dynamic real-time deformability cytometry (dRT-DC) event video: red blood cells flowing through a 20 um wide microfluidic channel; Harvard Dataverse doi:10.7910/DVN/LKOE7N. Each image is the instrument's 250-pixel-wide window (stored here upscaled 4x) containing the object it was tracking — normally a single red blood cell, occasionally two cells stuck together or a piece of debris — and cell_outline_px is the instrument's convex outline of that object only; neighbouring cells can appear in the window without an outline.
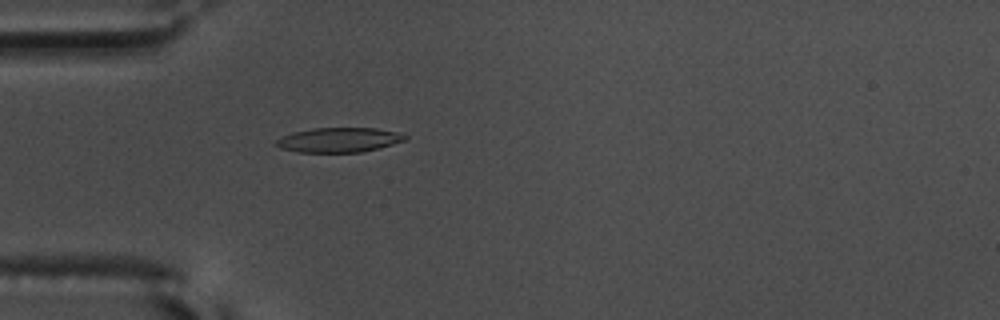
{"species": "common noctule bat (a hibernating species)", "species_latin": "Nyctalus noctula", "temperature_condition": "warm", "stored_images_in_passage": 51, "camera_frame_rate_fps": 3000, "um_per_image_px": 0.085, "animal": {"sex": "male", "body_mass_g": 17.5, "forearm_length_mm": 52.3}, "frame": {"image": 1, "passage_image": 11, "time_ms": 3.333, "image_size_px": [1000, 320], "cell_outline_px": [[408, 140], [380, 148], [360, 152], [296, 152], [280, 148], [272, 144], [276, 140], [292, 132], [312, 128], [376, 128], [396, 132], [408, 136]], "centroid_in_image_um": [28.8, 11.89], "position_along_channel_um": 56.2, "area_um2": 18.67}}
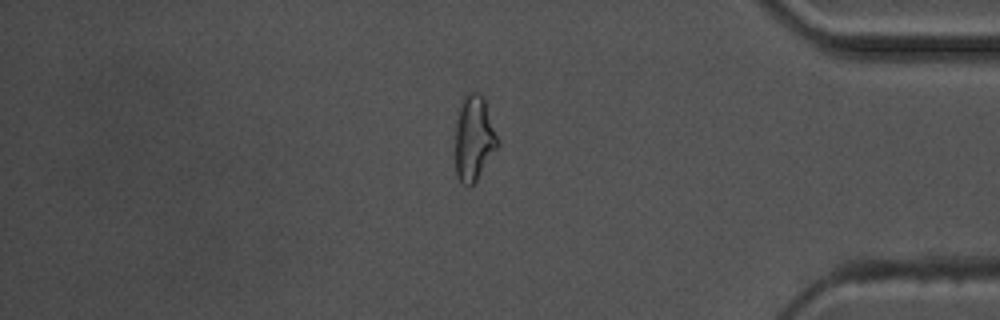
{"frame": {"image": 2, "passage_image": 42, "time_ms": 13.667, "image_size_px": [1000, 320], "cell_outline_px": [[500, 144], [476, 180], [468, 188], [456, 176], [456, 124], [460, 100], [468, 92], [480, 92], [484, 96]], "centroid_in_image_um": [40.29, 11.71], "position_along_channel_um": 394.9, "area_um2": 21.15}}
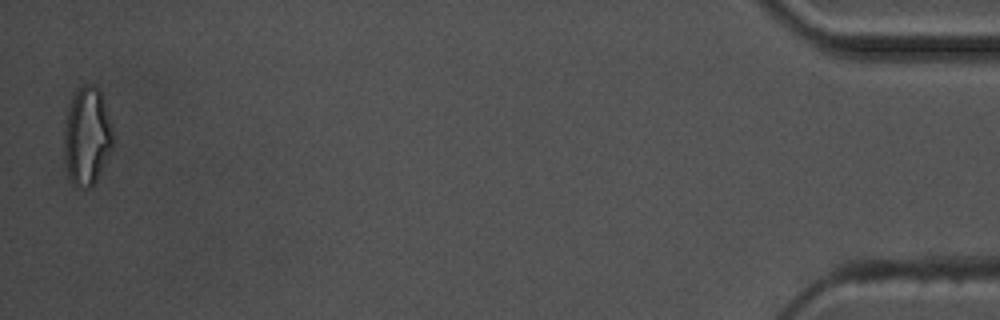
{"frame": {"image": 3, "passage_image": 50, "time_ms": 16.333, "image_size_px": [1000, 320], "cell_outline_px": [[112, 148], [96, 180], [88, 188], [84, 188], [72, 184], [68, 176], [64, 160], [64, 132], [68, 112], [72, 100], [76, 92], [84, 84], [92, 84], [100, 92], [112, 128]], "centroid_in_image_um": [7.37, 11.63], "position_along_channel_um": 427.8, "area_um2": 27.28}, "authors_computed_cell_mechanics": {"area_um2": 18.7272, "velocity_mm_per_s": 3.6041, "shape_relaxation_time_tau1_ms": 6.8993, "shape_relaxation_time_tau2_ms": 1.84, "deformation_change_tau1": 0.2297, "deformation_change_tau2": 0.0964}}